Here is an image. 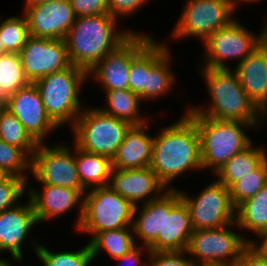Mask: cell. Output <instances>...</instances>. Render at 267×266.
I'll list each match as a JSON object with an SVG mask.
<instances>
[{
	"label": "cell",
	"mask_w": 267,
	"mask_h": 266,
	"mask_svg": "<svg viewBox=\"0 0 267 266\" xmlns=\"http://www.w3.org/2000/svg\"><path fill=\"white\" fill-rule=\"evenodd\" d=\"M262 148L253 147L251 143L234 155L215 173L218 181L229 189L235 182L241 180V177L251 174V171L256 170L267 159L266 150Z\"/></svg>",
	"instance_id": "484cf974"
},
{
	"label": "cell",
	"mask_w": 267,
	"mask_h": 266,
	"mask_svg": "<svg viewBox=\"0 0 267 266\" xmlns=\"http://www.w3.org/2000/svg\"><path fill=\"white\" fill-rule=\"evenodd\" d=\"M3 106V102L2 101H0V109H1V107Z\"/></svg>",
	"instance_id": "f907efd6"
},
{
	"label": "cell",
	"mask_w": 267,
	"mask_h": 266,
	"mask_svg": "<svg viewBox=\"0 0 267 266\" xmlns=\"http://www.w3.org/2000/svg\"><path fill=\"white\" fill-rule=\"evenodd\" d=\"M194 231L190 212L178 189L164 193L163 251H186Z\"/></svg>",
	"instance_id": "d6986e66"
},
{
	"label": "cell",
	"mask_w": 267,
	"mask_h": 266,
	"mask_svg": "<svg viewBox=\"0 0 267 266\" xmlns=\"http://www.w3.org/2000/svg\"><path fill=\"white\" fill-rule=\"evenodd\" d=\"M203 43L206 54L202 68L229 69L225 61L238 58L240 63L259 47L258 35L235 20L214 32Z\"/></svg>",
	"instance_id": "7c38bea8"
},
{
	"label": "cell",
	"mask_w": 267,
	"mask_h": 266,
	"mask_svg": "<svg viewBox=\"0 0 267 266\" xmlns=\"http://www.w3.org/2000/svg\"><path fill=\"white\" fill-rule=\"evenodd\" d=\"M257 237L261 238V243L259 244L253 239H249V245L267 260V231L258 234Z\"/></svg>",
	"instance_id": "7bdbcfd3"
},
{
	"label": "cell",
	"mask_w": 267,
	"mask_h": 266,
	"mask_svg": "<svg viewBox=\"0 0 267 266\" xmlns=\"http://www.w3.org/2000/svg\"><path fill=\"white\" fill-rule=\"evenodd\" d=\"M37 223L30 199L24 205L4 210L0 213V254L7 251L16 262L23 261L22 246Z\"/></svg>",
	"instance_id": "ffe728a7"
},
{
	"label": "cell",
	"mask_w": 267,
	"mask_h": 266,
	"mask_svg": "<svg viewBox=\"0 0 267 266\" xmlns=\"http://www.w3.org/2000/svg\"><path fill=\"white\" fill-rule=\"evenodd\" d=\"M25 76L19 54L4 53L0 55V101L4 102L18 89L29 85Z\"/></svg>",
	"instance_id": "f546056e"
},
{
	"label": "cell",
	"mask_w": 267,
	"mask_h": 266,
	"mask_svg": "<svg viewBox=\"0 0 267 266\" xmlns=\"http://www.w3.org/2000/svg\"><path fill=\"white\" fill-rule=\"evenodd\" d=\"M239 83L256 107L267 117V56L258 47L234 68Z\"/></svg>",
	"instance_id": "7402d4cb"
},
{
	"label": "cell",
	"mask_w": 267,
	"mask_h": 266,
	"mask_svg": "<svg viewBox=\"0 0 267 266\" xmlns=\"http://www.w3.org/2000/svg\"><path fill=\"white\" fill-rule=\"evenodd\" d=\"M39 143L30 163V171L42 185H53L80 190H86L81 185L75 164L74 150L66 145L48 147ZM32 172V173H31Z\"/></svg>",
	"instance_id": "30bf717a"
},
{
	"label": "cell",
	"mask_w": 267,
	"mask_h": 266,
	"mask_svg": "<svg viewBox=\"0 0 267 266\" xmlns=\"http://www.w3.org/2000/svg\"><path fill=\"white\" fill-rule=\"evenodd\" d=\"M185 7L175 25V39L198 37L204 42L214 32L229 25L235 8L230 0H186Z\"/></svg>",
	"instance_id": "9c48e42d"
},
{
	"label": "cell",
	"mask_w": 267,
	"mask_h": 266,
	"mask_svg": "<svg viewBox=\"0 0 267 266\" xmlns=\"http://www.w3.org/2000/svg\"><path fill=\"white\" fill-rule=\"evenodd\" d=\"M165 43L154 39L149 43L148 100L165 95L175 84V76L170 67V51Z\"/></svg>",
	"instance_id": "cb8c5ba5"
},
{
	"label": "cell",
	"mask_w": 267,
	"mask_h": 266,
	"mask_svg": "<svg viewBox=\"0 0 267 266\" xmlns=\"http://www.w3.org/2000/svg\"><path fill=\"white\" fill-rule=\"evenodd\" d=\"M142 248L144 250H146L145 252L147 254L150 253V249L147 246H135L134 248H132L128 253L124 254L123 256L115 259L117 261H119L120 265L123 266V263L126 262L127 266H129V264H133L132 266H148V264L146 262H144L143 264H141L142 259H141V255L142 254ZM125 265V264H124Z\"/></svg>",
	"instance_id": "b9f144b4"
},
{
	"label": "cell",
	"mask_w": 267,
	"mask_h": 266,
	"mask_svg": "<svg viewBox=\"0 0 267 266\" xmlns=\"http://www.w3.org/2000/svg\"><path fill=\"white\" fill-rule=\"evenodd\" d=\"M187 251H150L148 266H196L191 258L184 256Z\"/></svg>",
	"instance_id": "74e56055"
},
{
	"label": "cell",
	"mask_w": 267,
	"mask_h": 266,
	"mask_svg": "<svg viewBox=\"0 0 267 266\" xmlns=\"http://www.w3.org/2000/svg\"><path fill=\"white\" fill-rule=\"evenodd\" d=\"M42 191H37L31 186L27 187V193L30 199L37 223L45 222L60 216L76 205L80 208L76 228L79 227L83 216L84 194L80 190L67 187H58L53 185H42Z\"/></svg>",
	"instance_id": "ac0fdd59"
},
{
	"label": "cell",
	"mask_w": 267,
	"mask_h": 266,
	"mask_svg": "<svg viewBox=\"0 0 267 266\" xmlns=\"http://www.w3.org/2000/svg\"><path fill=\"white\" fill-rule=\"evenodd\" d=\"M132 125L105 114L98 107L83 109L76 118L72 131L74 144L87 152L112 159Z\"/></svg>",
	"instance_id": "8992f818"
},
{
	"label": "cell",
	"mask_w": 267,
	"mask_h": 266,
	"mask_svg": "<svg viewBox=\"0 0 267 266\" xmlns=\"http://www.w3.org/2000/svg\"><path fill=\"white\" fill-rule=\"evenodd\" d=\"M4 53H7V52L4 50V46H3L2 41L0 39V55L4 54Z\"/></svg>",
	"instance_id": "c3c4849f"
},
{
	"label": "cell",
	"mask_w": 267,
	"mask_h": 266,
	"mask_svg": "<svg viewBox=\"0 0 267 266\" xmlns=\"http://www.w3.org/2000/svg\"><path fill=\"white\" fill-rule=\"evenodd\" d=\"M237 227L257 236L267 231V184L252 198L236 208Z\"/></svg>",
	"instance_id": "83f0119b"
},
{
	"label": "cell",
	"mask_w": 267,
	"mask_h": 266,
	"mask_svg": "<svg viewBox=\"0 0 267 266\" xmlns=\"http://www.w3.org/2000/svg\"><path fill=\"white\" fill-rule=\"evenodd\" d=\"M267 184V159L251 174L241 177L230 188L232 203L237 208L241 203L256 195Z\"/></svg>",
	"instance_id": "d6a6232c"
},
{
	"label": "cell",
	"mask_w": 267,
	"mask_h": 266,
	"mask_svg": "<svg viewBox=\"0 0 267 266\" xmlns=\"http://www.w3.org/2000/svg\"><path fill=\"white\" fill-rule=\"evenodd\" d=\"M9 261H6L5 259H1L0 258V266H12L11 263Z\"/></svg>",
	"instance_id": "7dc6e473"
},
{
	"label": "cell",
	"mask_w": 267,
	"mask_h": 266,
	"mask_svg": "<svg viewBox=\"0 0 267 266\" xmlns=\"http://www.w3.org/2000/svg\"><path fill=\"white\" fill-rule=\"evenodd\" d=\"M153 40L150 35L133 32L116 49L109 52L88 73L100 82L103 90L129 89L131 61Z\"/></svg>",
	"instance_id": "4fadbf2b"
},
{
	"label": "cell",
	"mask_w": 267,
	"mask_h": 266,
	"mask_svg": "<svg viewBox=\"0 0 267 266\" xmlns=\"http://www.w3.org/2000/svg\"><path fill=\"white\" fill-rule=\"evenodd\" d=\"M241 1H242L243 3H244V2H245V3H247V2H248V3H250V2H252V3H253V2H254V3L256 2V3H257V2H259V1H261V0H230L232 6H233L235 9H236V7L238 6L237 4H239V2H241Z\"/></svg>",
	"instance_id": "bcb514c9"
},
{
	"label": "cell",
	"mask_w": 267,
	"mask_h": 266,
	"mask_svg": "<svg viewBox=\"0 0 267 266\" xmlns=\"http://www.w3.org/2000/svg\"><path fill=\"white\" fill-rule=\"evenodd\" d=\"M234 266H267V260L248 245Z\"/></svg>",
	"instance_id": "60d3db41"
},
{
	"label": "cell",
	"mask_w": 267,
	"mask_h": 266,
	"mask_svg": "<svg viewBox=\"0 0 267 266\" xmlns=\"http://www.w3.org/2000/svg\"><path fill=\"white\" fill-rule=\"evenodd\" d=\"M134 208L130 201L108 185L87 190L84 194L83 216L77 231L89 233L92 238L105 230L132 227Z\"/></svg>",
	"instance_id": "52a82bcc"
},
{
	"label": "cell",
	"mask_w": 267,
	"mask_h": 266,
	"mask_svg": "<svg viewBox=\"0 0 267 266\" xmlns=\"http://www.w3.org/2000/svg\"><path fill=\"white\" fill-rule=\"evenodd\" d=\"M186 114L198 130L202 170H214V175L229 159L252 143L244 129L260 126L243 121L216 120L197 113Z\"/></svg>",
	"instance_id": "277c9868"
},
{
	"label": "cell",
	"mask_w": 267,
	"mask_h": 266,
	"mask_svg": "<svg viewBox=\"0 0 267 266\" xmlns=\"http://www.w3.org/2000/svg\"><path fill=\"white\" fill-rule=\"evenodd\" d=\"M212 182L195 198L179 191L189 209L194 230L219 228L236 220V208L229 189L218 180Z\"/></svg>",
	"instance_id": "8fae6325"
},
{
	"label": "cell",
	"mask_w": 267,
	"mask_h": 266,
	"mask_svg": "<svg viewBox=\"0 0 267 266\" xmlns=\"http://www.w3.org/2000/svg\"><path fill=\"white\" fill-rule=\"evenodd\" d=\"M117 19L110 14L76 17L65 38L71 65L87 73L133 32L117 31Z\"/></svg>",
	"instance_id": "7a4b0ae2"
},
{
	"label": "cell",
	"mask_w": 267,
	"mask_h": 266,
	"mask_svg": "<svg viewBox=\"0 0 267 266\" xmlns=\"http://www.w3.org/2000/svg\"><path fill=\"white\" fill-rule=\"evenodd\" d=\"M0 139L22 149L30 158L38 145L17 117L4 106L0 109Z\"/></svg>",
	"instance_id": "4dcf8cb0"
},
{
	"label": "cell",
	"mask_w": 267,
	"mask_h": 266,
	"mask_svg": "<svg viewBox=\"0 0 267 266\" xmlns=\"http://www.w3.org/2000/svg\"><path fill=\"white\" fill-rule=\"evenodd\" d=\"M75 164L81 185L85 190L107 186L110 181L112 161L109 157L90 153L73 143Z\"/></svg>",
	"instance_id": "d4e9b609"
},
{
	"label": "cell",
	"mask_w": 267,
	"mask_h": 266,
	"mask_svg": "<svg viewBox=\"0 0 267 266\" xmlns=\"http://www.w3.org/2000/svg\"><path fill=\"white\" fill-rule=\"evenodd\" d=\"M149 122L132 125L127 131L123 142L111 159L112 169H142L150 167L153 153L154 136L146 129Z\"/></svg>",
	"instance_id": "44dd1931"
},
{
	"label": "cell",
	"mask_w": 267,
	"mask_h": 266,
	"mask_svg": "<svg viewBox=\"0 0 267 266\" xmlns=\"http://www.w3.org/2000/svg\"><path fill=\"white\" fill-rule=\"evenodd\" d=\"M29 35L65 40L76 16L69 0L24 6Z\"/></svg>",
	"instance_id": "2e32d148"
},
{
	"label": "cell",
	"mask_w": 267,
	"mask_h": 266,
	"mask_svg": "<svg viewBox=\"0 0 267 266\" xmlns=\"http://www.w3.org/2000/svg\"><path fill=\"white\" fill-rule=\"evenodd\" d=\"M27 182L15 175H7L0 181V213L18 205L19 199L27 193Z\"/></svg>",
	"instance_id": "8d00e7d4"
},
{
	"label": "cell",
	"mask_w": 267,
	"mask_h": 266,
	"mask_svg": "<svg viewBox=\"0 0 267 266\" xmlns=\"http://www.w3.org/2000/svg\"><path fill=\"white\" fill-rule=\"evenodd\" d=\"M163 223L164 194L143 204L140 210L138 206H135L132 222L133 234L137 235L142 245L147 246L150 251H163Z\"/></svg>",
	"instance_id": "603a6c76"
},
{
	"label": "cell",
	"mask_w": 267,
	"mask_h": 266,
	"mask_svg": "<svg viewBox=\"0 0 267 266\" xmlns=\"http://www.w3.org/2000/svg\"><path fill=\"white\" fill-rule=\"evenodd\" d=\"M56 1V0H26L25 5H37V4H44L47 2Z\"/></svg>",
	"instance_id": "f6af8a7d"
},
{
	"label": "cell",
	"mask_w": 267,
	"mask_h": 266,
	"mask_svg": "<svg viewBox=\"0 0 267 266\" xmlns=\"http://www.w3.org/2000/svg\"><path fill=\"white\" fill-rule=\"evenodd\" d=\"M76 17L108 14V0H69Z\"/></svg>",
	"instance_id": "f35d334b"
},
{
	"label": "cell",
	"mask_w": 267,
	"mask_h": 266,
	"mask_svg": "<svg viewBox=\"0 0 267 266\" xmlns=\"http://www.w3.org/2000/svg\"><path fill=\"white\" fill-rule=\"evenodd\" d=\"M108 186L134 206H138L141 200L143 204L155 200L169 190L150 167L112 169Z\"/></svg>",
	"instance_id": "e0dca14e"
},
{
	"label": "cell",
	"mask_w": 267,
	"mask_h": 266,
	"mask_svg": "<svg viewBox=\"0 0 267 266\" xmlns=\"http://www.w3.org/2000/svg\"><path fill=\"white\" fill-rule=\"evenodd\" d=\"M229 226L237 227L236 221L223 227L197 229L192 232L186 251L196 266L235 265L242 251L249 245V240Z\"/></svg>",
	"instance_id": "ba28073f"
},
{
	"label": "cell",
	"mask_w": 267,
	"mask_h": 266,
	"mask_svg": "<svg viewBox=\"0 0 267 266\" xmlns=\"http://www.w3.org/2000/svg\"><path fill=\"white\" fill-rule=\"evenodd\" d=\"M3 106L17 117L38 144L45 143L46 135L59 128L46 113L34 83L18 89L3 102Z\"/></svg>",
	"instance_id": "9a60e30c"
},
{
	"label": "cell",
	"mask_w": 267,
	"mask_h": 266,
	"mask_svg": "<svg viewBox=\"0 0 267 266\" xmlns=\"http://www.w3.org/2000/svg\"><path fill=\"white\" fill-rule=\"evenodd\" d=\"M159 133L153 140L150 168L170 189L168 185L185 171L202 170L200 138L195 122L186 113Z\"/></svg>",
	"instance_id": "6da1fadb"
},
{
	"label": "cell",
	"mask_w": 267,
	"mask_h": 266,
	"mask_svg": "<svg viewBox=\"0 0 267 266\" xmlns=\"http://www.w3.org/2000/svg\"><path fill=\"white\" fill-rule=\"evenodd\" d=\"M87 78L89 76L85 70L71 65L34 82L46 113L59 128L65 123H70L72 127L82 112L79 96Z\"/></svg>",
	"instance_id": "5b68a950"
},
{
	"label": "cell",
	"mask_w": 267,
	"mask_h": 266,
	"mask_svg": "<svg viewBox=\"0 0 267 266\" xmlns=\"http://www.w3.org/2000/svg\"><path fill=\"white\" fill-rule=\"evenodd\" d=\"M30 163L31 158L22 149L0 139V169L6 175H15L28 180L26 174L30 170Z\"/></svg>",
	"instance_id": "e575fe53"
},
{
	"label": "cell",
	"mask_w": 267,
	"mask_h": 266,
	"mask_svg": "<svg viewBox=\"0 0 267 266\" xmlns=\"http://www.w3.org/2000/svg\"><path fill=\"white\" fill-rule=\"evenodd\" d=\"M258 34V44L259 48L265 53L267 56V24L264 25L263 29Z\"/></svg>",
	"instance_id": "ee69618b"
},
{
	"label": "cell",
	"mask_w": 267,
	"mask_h": 266,
	"mask_svg": "<svg viewBox=\"0 0 267 266\" xmlns=\"http://www.w3.org/2000/svg\"><path fill=\"white\" fill-rule=\"evenodd\" d=\"M18 54L30 83L71 66L63 39L29 36Z\"/></svg>",
	"instance_id": "5bb4252c"
},
{
	"label": "cell",
	"mask_w": 267,
	"mask_h": 266,
	"mask_svg": "<svg viewBox=\"0 0 267 266\" xmlns=\"http://www.w3.org/2000/svg\"><path fill=\"white\" fill-rule=\"evenodd\" d=\"M150 0H108V14L114 18L128 17ZM128 15V16H127Z\"/></svg>",
	"instance_id": "ab89813d"
},
{
	"label": "cell",
	"mask_w": 267,
	"mask_h": 266,
	"mask_svg": "<svg viewBox=\"0 0 267 266\" xmlns=\"http://www.w3.org/2000/svg\"><path fill=\"white\" fill-rule=\"evenodd\" d=\"M149 44L131 61L129 90L148 100Z\"/></svg>",
	"instance_id": "d590c367"
},
{
	"label": "cell",
	"mask_w": 267,
	"mask_h": 266,
	"mask_svg": "<svg viewBox=\"0 0 267 266\" xmlns=\"http://www.w3.org/2000/svg\"><path fill=\"white\" fill-rule=\"evenodd\" d=\"M210 95L209 108H188L186 113H197L222 121H243L259 124L267 117L256 107L239 83L234 70L201 68Z\"/></svg>",
	"instance_id": "3957f363"
},
{
	"label": "cell",
	"mask_w": 267,
	"mask_h": 266,
	"mask_svg": "<svg viewBox=\"0 0 267 266\" xmlns=\"http://www.w3.org/2000/svg\"><path fill=\"white\" fill-rule=\"evenodd\" d=\"M35 244V245H34ZM32 246L36 256L43 266H90L93 260L89 243L78 251L52 252L42 244L34 243Z\"/></svg>",
	"instance_id": "1f68e13d"
},
{
	"label": "cell",
	"mask_w": 267,
	"mask_h": 266,
	"mask_svg": "<svg viewBox=\"0 0 267 266\" xmlns=\"http://www.w3.org/2000/svg\"><path fill=\"white\" fill-rule=\"evenodd\" d=\"M105 93L107 107L99 108L105 114L126 121L131 125H142L148 121L147 117L139 114V104L142 100L138 94L129 89L106 90Z\"/></svg>",
	"instance_id": "4316f807"
},
{
	"label": "cell",
	"mask_w": 267,
	"mask_h": 266,
	"mask_svg": "<svg viewBox=\"0 0 267 266\" xmlns=\"http://www.w3.org/2000/svg\"><path fill=\"white\" fill-rule=\"evenodd\" d=\"M25 15L8 17L0 22V39L7 53H19L29 37Z\"/></svg>",
	"instance_id": "836d02e7"
},
{
	"label": "cell",
	"mask_w": 267,
	"mask_h": 266,
	"mask_svg": "<svg viewBox=\"0 0 267 266\" xmlns=\"http://www.w3.org/2000/svg\"><path fill=\"white\" fill-rule=\"evenodd\" d=\"M133 236L132 227H125L117 230H105L96 233L88 242L93 260H95L102 250H105L113 259L123 256L137 245L134 241L135 237Z\"/></svg>",
	"instance_id": "f1b7e54d"
},
{
	"label": "cell",
	"mask_w": 267,
	"mask_h": 266,
	"mask_svg": "<svg viewBox=\"0 0 267 266\" xmlns=\"http://www.w3.org/2000/svg\"><path fill=\"white\" fill-rule=\"evenodd\" d=\"M7 175L0 169V181Z\"/></svg>",
	"instance_id": "681fc988"
}]
</instances>
